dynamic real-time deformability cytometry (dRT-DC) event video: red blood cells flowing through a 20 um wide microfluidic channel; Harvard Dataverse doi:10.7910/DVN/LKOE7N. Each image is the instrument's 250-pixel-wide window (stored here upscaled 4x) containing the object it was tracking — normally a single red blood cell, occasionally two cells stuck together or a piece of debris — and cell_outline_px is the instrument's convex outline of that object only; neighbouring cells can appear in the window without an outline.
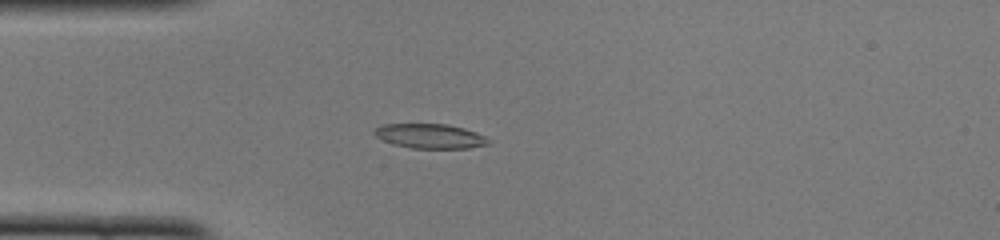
{"species": "common noctule bat (a hibernating species)", "species_latin": "Nyctalus noctula", "temperature_condition": "cold", "stored_images_in_passage": 51, "camera_frame_rate_fps": 3000, "um_per_image_px": 0.085, "animal": {"sex": "female", "body_mass_g": 22.0, "forearm_length_mm": 56.7}, "frame": {"image": 1, "passage_image": 14, "time_ms": 4.333, "image_size_px": [1000, 240], "cell_outline_px": [[492, 140], [488, 144], [468, 148], [412, 148], [392, 144], [376, 136], [372, 132], [376, 128], [384, 124], [444, 124], [464, 128], [476, 132]], "centroid_in_image_um": [36.56, 11.57], "position_along_channel_um": 48.4, "area_um2": 16.24}}
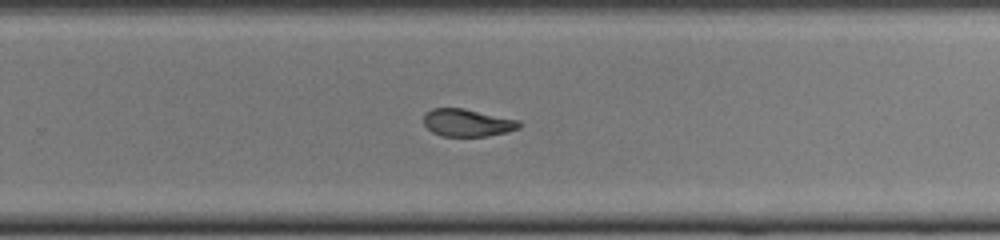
{"frame": {"image": 2, "passage_image": 33, "time_ms": 10.667, "image_size_px": [1000, 240], "cell_outline_px": [[520, 128], [508, 132], [488, 136], [444, 136], [432, 132], [424, 124], [424, 116], [432, 108], [464, 108], [520, 120]], "centroid_in_image_um": [39.76, 10.43], "position_along_channel_um": 290.0, "area_um2": 15.32}}
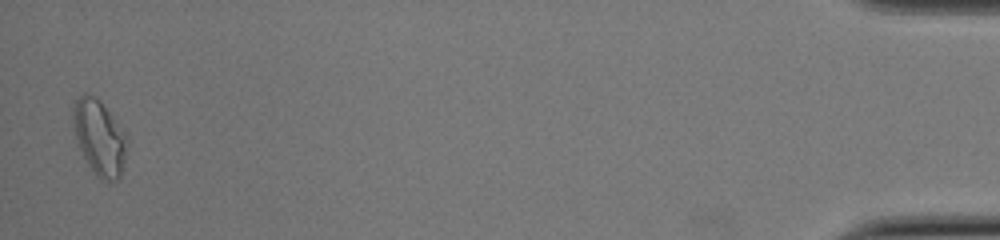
{"frame": {"image": 3, "passage_image": 50, "time_ms": 16.333, "image_size_px": [1000, 240], "cell_outline_px": [[128, 140], [124, 160], [120, 176], [116, 180], [100, 180], [96, 176], [76, 144], [72, 120], [72, 108], [76, 100], [84, 92], [96, 96], [112, 116], [124, 132]], "centroid_in_image_um": [8.41, 11.67], "position_along_channel_um": 426.8, "area_um2": 23.58}, "authors_computed_cell_mechanics": {"area_um2": 16.184, "velocity_mm_per_s": 3.9937, "shape_relaxation_time_tau1_ms": 9.0161, "shape_relaxation_time_tau2_ms": 3.1276, "deformation_change_tau1": 0.2247, "deformation_change_tau2": 0.0912}}